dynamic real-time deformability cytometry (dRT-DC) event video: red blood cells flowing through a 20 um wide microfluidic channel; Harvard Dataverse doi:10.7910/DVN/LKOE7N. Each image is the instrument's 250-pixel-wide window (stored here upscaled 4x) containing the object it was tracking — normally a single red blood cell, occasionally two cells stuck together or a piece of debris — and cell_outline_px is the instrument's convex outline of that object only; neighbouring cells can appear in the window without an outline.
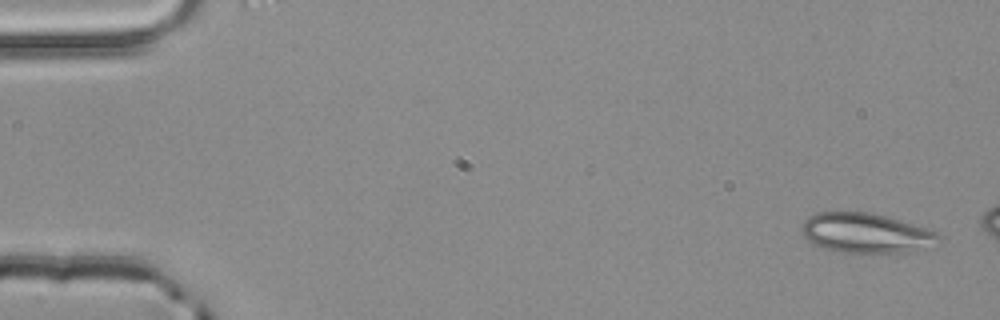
{"species": "common noctule bat (a hibernating species)", "species_latin": "Nyctalus noctula", "temperature_condition": "room temperature", "stored_images_in_passage": 3, "camera_frame_rate_fps": 3000, "um_per_image_px": 0.085, "animal": {"sex": "male", "body_mass_g": 20.4}, "frame": {"image": 1, "passage_image": 1, "time_ms": 0.0, "image_size_px": [1000, 320], "cell_outline_px": [[940, 236], [916, 252], [840, 252], [824, 248], [812, 244], [804, 236], [800, 228], [804, 220], [808, 216], [816, 212], [868, 212], [884, 216], [912, 224], [936, 232]], "centroid_in_image_um": [73.48, 19.8], "position_along_channel_um": 11.5, "area_um2": 31.15}}